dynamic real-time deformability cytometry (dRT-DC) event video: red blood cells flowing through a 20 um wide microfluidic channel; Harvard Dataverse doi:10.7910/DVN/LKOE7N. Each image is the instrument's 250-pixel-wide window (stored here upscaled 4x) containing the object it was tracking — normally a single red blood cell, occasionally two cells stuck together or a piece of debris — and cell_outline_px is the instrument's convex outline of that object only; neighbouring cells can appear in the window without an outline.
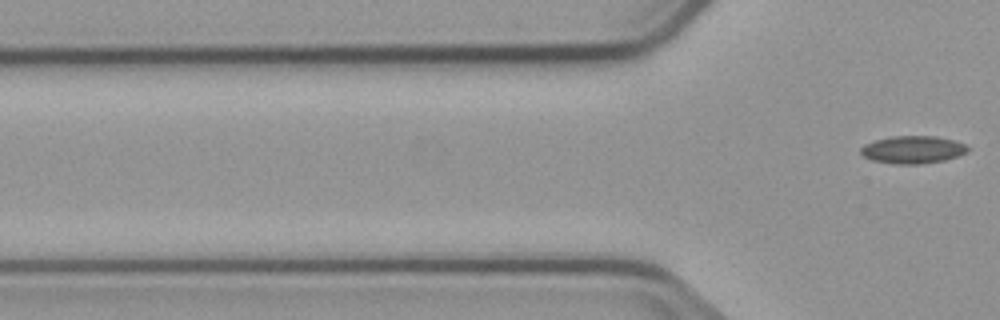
{"species": "common noctule bat (a hibernating species)", "species_latin": "Nyctalus noctula", "temperature_condition": "cold", "stored_images_in_passage": 3, "camera_frame_rate_fps": 3000, "um_per_image_px": 0.085, "animal": {"sex": "male", "body_mass_g": 23.1, "forearm_length_mm": 52.7}, "frame": {"image": 1, "passage_image": 3, "time_ms": 3.0, "image_size_px": [1000, 320], "cell_outline_px": [[968, 152], [944, 160], [924, 164], [892, 164], [872, 160], [864, 156], [860, 152], [860, 148], [864, 144], [876, 140], [892, 136], [936, 136], [952, 140], [964, 144], [968, 148]], "centroid_in_image_um": [77.56, 12.73], "position_along_channel_um": 48.2, "area_um2": 17.17}}